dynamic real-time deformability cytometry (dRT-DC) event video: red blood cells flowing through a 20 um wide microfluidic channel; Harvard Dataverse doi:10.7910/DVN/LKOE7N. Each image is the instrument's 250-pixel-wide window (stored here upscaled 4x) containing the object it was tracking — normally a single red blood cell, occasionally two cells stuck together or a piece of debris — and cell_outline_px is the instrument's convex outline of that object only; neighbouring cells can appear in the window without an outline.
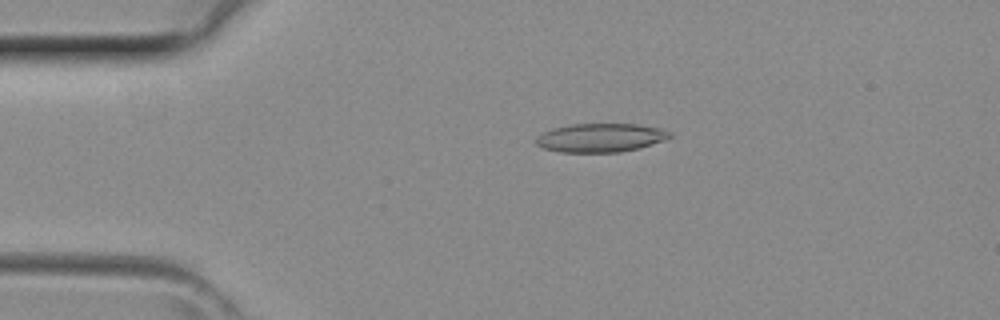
{"species": "common noctule bat (a hibernating species)", "species_latin": "Nyctalus noctula", "temperature_condition": "room temperature", "stored_images_in_passage": 36, "camera_frame_rate_fps": 3000, "um_per_image_px": 0.085, "animal": {"sex": "female", "body_mass_g": 29.2, "forearm_length_mm": 56.3}, "frame": {"image": 1, "passage_image": 4, "time_ms": 1.0, "image_size_px": [1000, 320], "cell_outline_px": [[672, 136], [664, 140], [640, 148], [620, 152], [560, 152], [544, 148], [536, 144], [532, 140], [536, 136], [552, 128], [572, 124], [636, 124], [660, 128], [672, 132]], "centroid_in_image_um": [51.03, 11.71], "position_along_channel_um": 34.0, "area_um2": 22.48}}
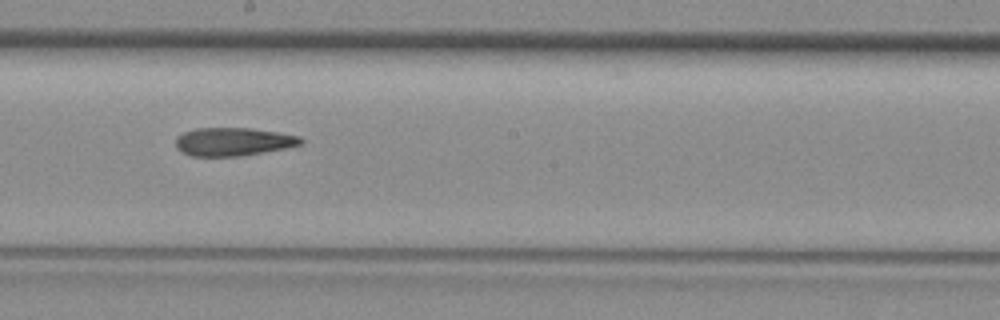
{"frame": {"image": 2, "passage_image": 18, "time_ms": 5.667, "image_size_px": [1000, 320], "cell_outline_px": [[304, 140], [300, 144], [284, 148], [240, 156], [192, 156], [176, 148], [176, 136], [184, 132], [196, 128], [252, 128], [280, 132], [300, 136]], "centroid_in_image_um": [19.82, 12.03], "position_along_channel_um": 228.4, "area_um2": 20.52}}
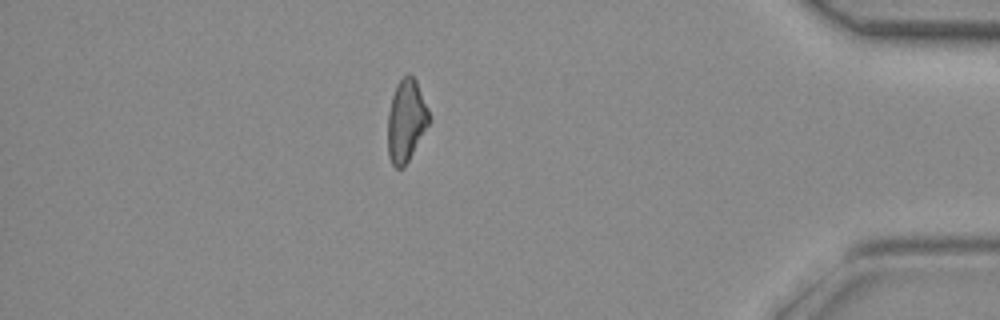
{"frame": {"image": 3, "passage_image": 31, "time_ms": 10.0, "image_size_px": [1000, 320], "cell_outline_px": [[428, 124], [404, 168], [396, 168], [392, 164], [388, 156], [388, 112], [392, 96], [396, 84], [408, 72], [416, 80], [428, 108]], "centroid_in_image_um": [34.49, 10.25], "position_along_channel_um": 400.7, "area_um2": 19.54}}